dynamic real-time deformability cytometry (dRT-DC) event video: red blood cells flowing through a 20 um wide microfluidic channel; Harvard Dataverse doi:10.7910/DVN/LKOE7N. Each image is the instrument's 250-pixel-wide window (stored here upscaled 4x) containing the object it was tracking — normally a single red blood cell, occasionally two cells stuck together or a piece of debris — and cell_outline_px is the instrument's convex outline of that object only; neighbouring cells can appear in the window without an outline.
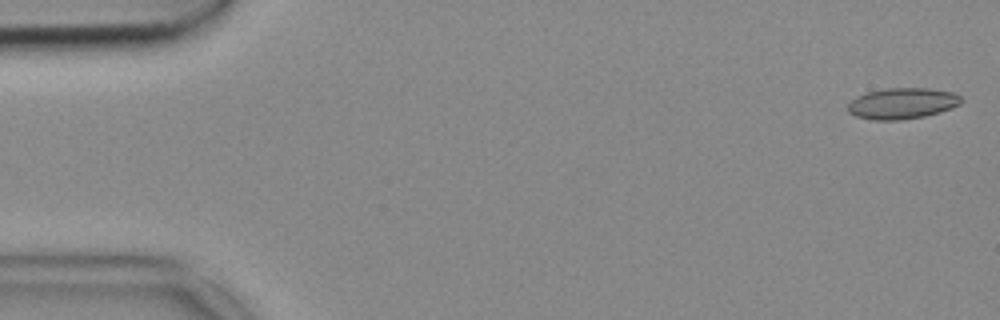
{"species": "common noctule bat (a hibernating species)", "species_latin": "Nyctalus noctula", "temperature_condition": "cold", "stored_images_in_passage": 52, "camera_frame_rate_fps": 3000, "um_per_image_px": 0.085, "animal": {"sex": "female", "body_mass_g": 18.4}, "frame": {"image": 1, "passage_image": 1, "time_ms": 0.0, "image_size_px": [1000, 320], "cell_outline_px": [[964, 100], [960, 104], [952, 108], [940, 112], [924, 116], [900, 120], [872, 120], [856, 116], [848, 112], [848, 104], [856, 96], [868, 92], [888, 88], [928, 88], [952, 92], [960, 96]], "centroid_in_image_um": [76.7, 8.79], "position_along_channel_um": 8.3, "area_um2": 20.52}}
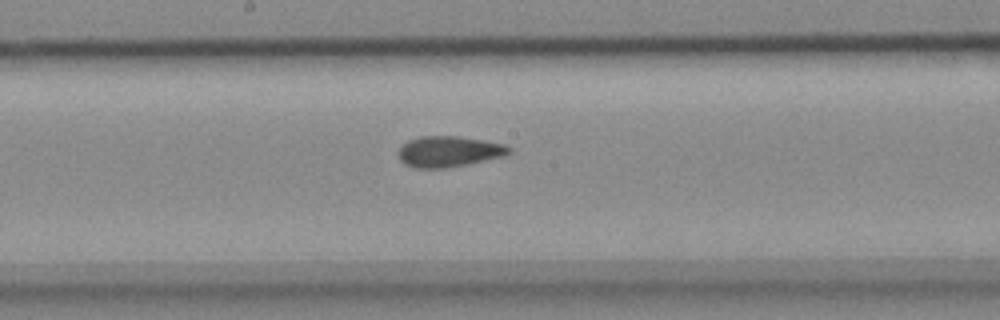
{"frame": {"image": 2, "passage_image": 27, "time_ms": 8.667, "image_size_px": [1000, 320], "cell_outline_px": [[512, 152], [508, 156], [468, 164], [444, 168], [412, 168], [404, 164], [400, 160], [396, 152], [408, 140], [420, 136], [456, 136], [484, 140], [504, 144], [512, 148]], "centroid_in_image_um": [38.17, 12.89], "position_along_channel_um": 210.0, "area_um2": 20.23}}
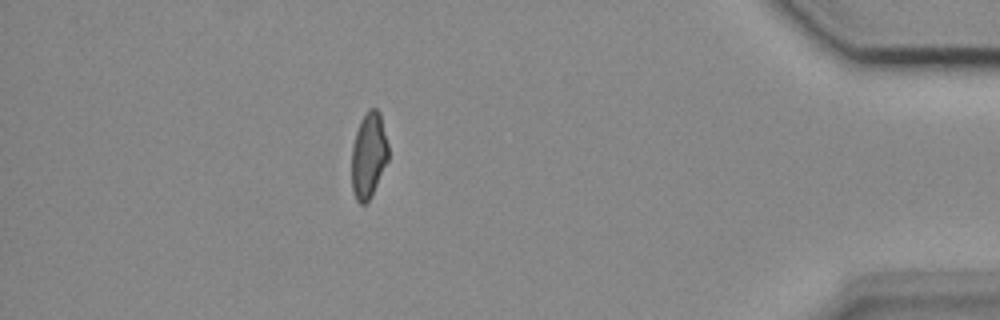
{"frame": {"image": 3, "passage_image": 46, "time_ms": 15.0, "image_size_px": [1000, 320], "cell_outline_px": [[388, 160], [368, 200], [364, 204], [360, 204], [356, 200], [352, 192], [352, 144], [360, 120], [368, 108], [376, 108], [380, 112], [388, 144]], "centroid_in_image_um": [31.32, 13.15], "position_along_channel_um": 403.9, "area_um2": 18.21}}